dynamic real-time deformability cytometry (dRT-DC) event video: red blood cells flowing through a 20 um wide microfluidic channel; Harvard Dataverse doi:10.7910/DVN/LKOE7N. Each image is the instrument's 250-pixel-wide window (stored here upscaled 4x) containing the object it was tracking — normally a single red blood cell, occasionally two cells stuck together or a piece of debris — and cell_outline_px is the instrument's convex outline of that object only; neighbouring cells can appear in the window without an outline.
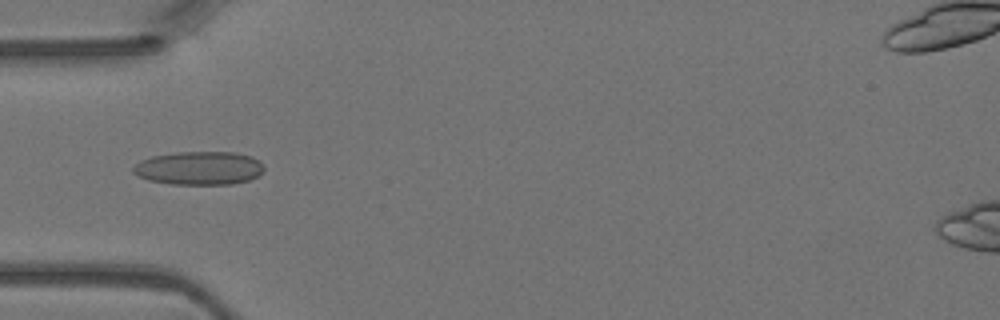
{"species": "Egyptian fruit bat (a non-hibernating species)", "species_latin": "Rousettus aegyptiacus", "temperature_condition": "warm", "stored_images_in_passage": 21, "camera_frame_rate_fps": 3000, "um_per_image_px": 0.085, "animal": {"sex": "female"}, "frame": {"image": 1, "passage_image": 5, "time_ms": 1.333, "image_size_px": [1000, 320], "cell_outline_px": [[264, 172], [248, 180], [232, 184], [172, 184], [148, 180], [132, 172], [132, 168], [140, 160], [152, 156], [176, 152], [232, 152], [252, 156], [260, 160], [264, 164]], "centroid_in_image_um": [16.95, 14.28], "position_along_channel_um": 68.1, "area_um2": 25.61}}
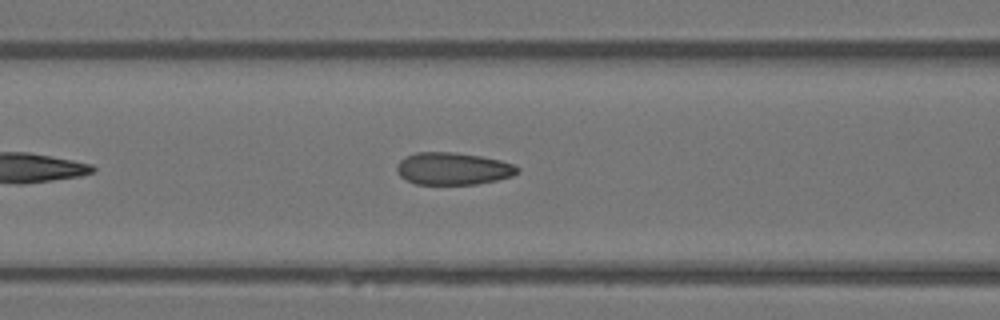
{"frame": {"image": 2, "passage_image": 9, "time_ms": 2.667, "image_size_px": [1000, 320], "cell_outline_px": [[520, 172], [512, 176], [496, 180], [476, 184], [416, 184], [400, 176], [396, 172], [396, 168], [400, 160], [416, 152], [456, 152], [480, 156], [500, 160], [512, 164], [520, 168]], "centroid_in_image_um": [38.51, 14.33], "position_along_channel_um": 128.1, "area_um2": 22.66}}
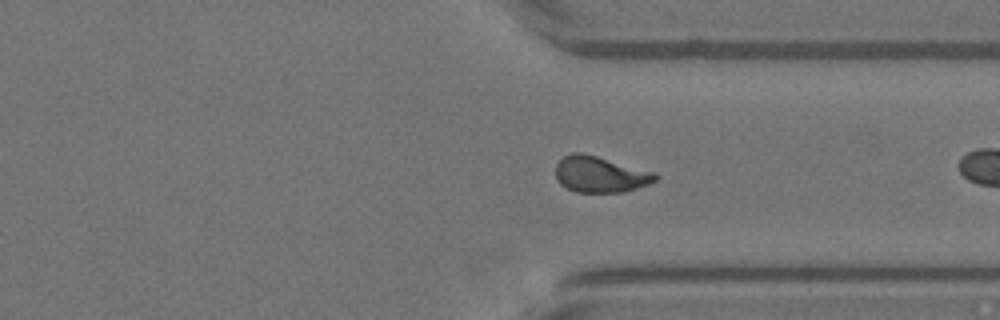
{"frame": {"image": 3, "passage_image": 20, "time_ms": 6.333, "image_size_px": [1000, 320], "cell_outline_px": [[660, 176], [656, 180], [648, 184], [624, 192], [576, 192], [560, 184], [556, 180], [556, 164], [564, 156], [572, 152], [580, 152], [596, 156], [656, 172]], "centroid_in_image_um": [51.02, 14.82], "position_along_channel_um": 360.4, "area_um2": 20.98}}